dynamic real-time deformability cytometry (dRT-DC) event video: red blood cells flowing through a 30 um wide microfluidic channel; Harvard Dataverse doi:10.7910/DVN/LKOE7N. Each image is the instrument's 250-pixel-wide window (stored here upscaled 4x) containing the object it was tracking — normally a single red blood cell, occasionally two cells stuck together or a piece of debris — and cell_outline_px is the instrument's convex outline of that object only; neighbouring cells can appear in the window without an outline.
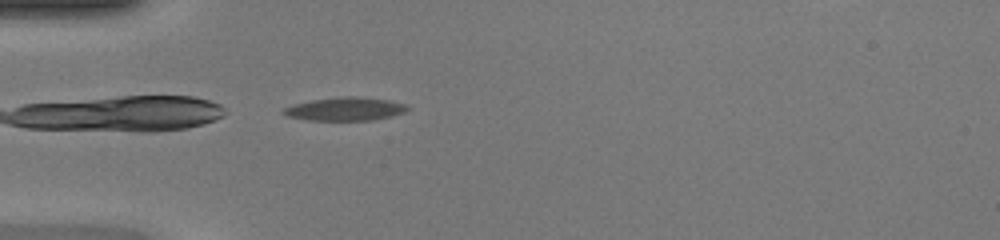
{"species": "common noctule bat (a hibernating species)", "species_latin": "Nyctalus noctula", "temperature_condition": "warm", "stored_images_in_passage": 27, "camera_frame_rate_fps": 3000, "um_per_image_px": 0.085, "animal": {"sex": "female", "body_mass_g": 20.0, "forearm_length_mm": 54.0}, "frame": {"image": 1, "passage_image": 1, "time_ms": 0.0, "image_size_px": [1000, 240], "cell_outline_px": [[412, 108], [404, 112], [392, 116], [372, 120], [308, 120], [288, 116], [280, 112], [284, 108], [292, 104], [312, 100], [340, 96], [356, 96], [388, 100], [404, 104]], "centroid_in_image_um": [29.33, 9.26], "position_along_channel_um": 55.7, "area_um2": 16.88}}
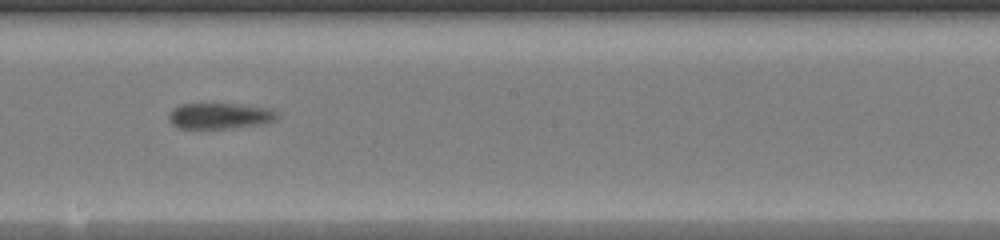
{"frame": {"image": 2, "passage_image": 14, "time_ms": 4.333, "image_size_px": [1000, 240], "cell_outline_px": [[280, 116], [276, 120], [264, 124], [224, 128], [180, 128], [172, 124], [168, 120], [168, 112], [172, 108], [180, 104], [236, 104], [268, 108], [276, 112]], "centroid_in_image_um": [18.66, 9.85], "position_along_channel_um": 229.5, "area_um2": 16.36}}
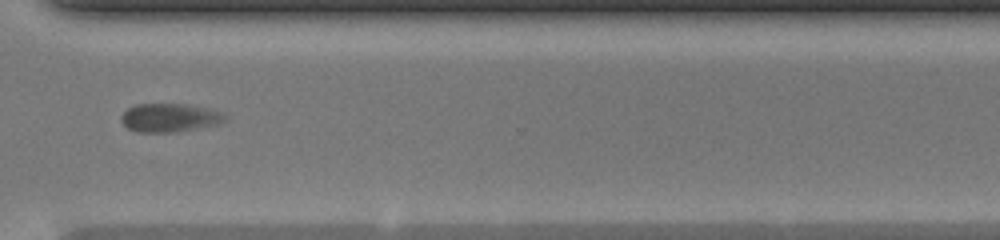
{"frame": {"image": 3, "passage_image": 23, "time_ms": 7.333, "image_size_px": [1000, 240], "cell_outline_px": [[228, 120], [220, 124], [176, 132], [136, 132], [128, 128], [120, 120], [120, 116], [128, 108], [136, 104], [188, 104], [208, 108], [224, 112]], "centroid_in_image_um": [14.46, 10.0], "position_along_channel_um": 356.1, "area_um2": 17.51}, "authors_computed_cell_mechanics": {"area_um2": 16.9354, "velocity_mm_per_s": 4.217, "shape_relaxation_time_tau1_ms": null, "shape_relaxation_time_tau2_ms": 2.543, "deformation_change_tau1": null, "deformation_change_tau2": 0.0709}}